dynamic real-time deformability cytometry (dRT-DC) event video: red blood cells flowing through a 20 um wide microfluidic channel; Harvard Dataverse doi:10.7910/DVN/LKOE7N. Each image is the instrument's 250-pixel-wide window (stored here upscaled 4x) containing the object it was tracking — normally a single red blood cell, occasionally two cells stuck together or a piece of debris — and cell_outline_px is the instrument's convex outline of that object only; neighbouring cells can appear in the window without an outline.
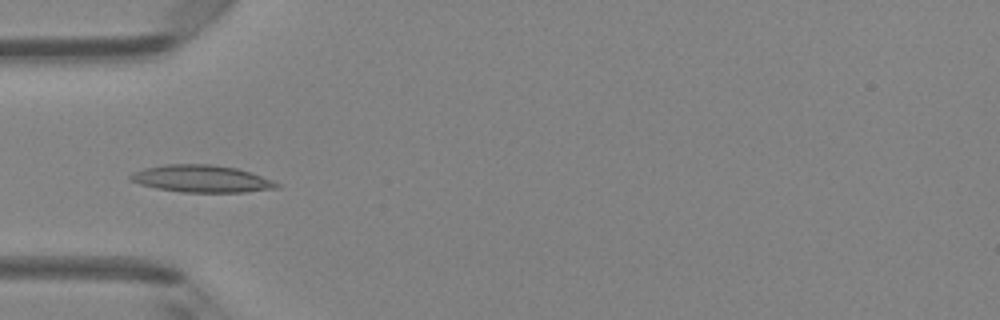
{"species": "Egyptian fruit bat (a non-hibernating species)", "species_latin": "Rousettus aegyptiacus", "temperature_condition": "room temperature", "stored_images_in_passage": 39, "camera_frame_rate_fps": 3000, "um_per_image_px": 0.085, "animal": {"sex": "female"}, "frame": {"image": 1, "passage_image": 6, "time_ms": 1.667, "image_size_px": [1000, 320], "cell_outline_px": [[280, 188], [248, 192], [180, 192], [156, 188], [140, 184], [128, 180], [128, 176], [132, 172], [144, 168], [164, 164], [212, 164], [236, 168], [272, 180], [280, 184]], "centroid_in_image_um": [17.1, 15.19], "position_along_channel_um": 67.9, "area_um2": 23.29}}
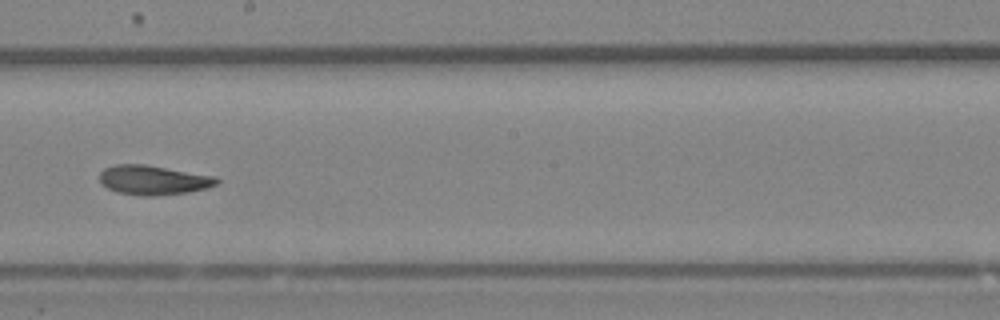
{"frame": {"image": 2, "passage_image": 18, "time_ms": 5.667, "image_size_px": [1000, 320], "cell_outline_px": [[220, 180], [216, 184], [208, 188], [188, 192], [156, 196], [140, 196], [116, 192], [100, 184], [100, 172], [104, 168], [116, 164], [144, 164], [216, 176]], "centroid_in_image_um": [13.02, 15.31], "position_along_channel_um": 235.2, "area_um2": 20.29}}
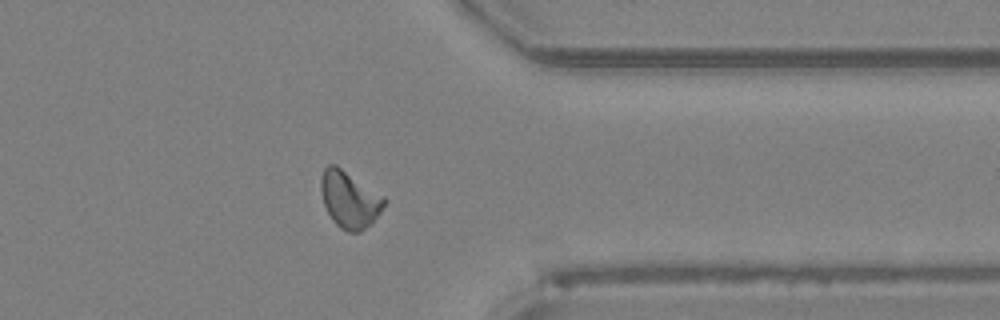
{"frame": {"image": 3, "passage_image": 29, "time_ms": 9.333, "image_size_px": [1000, 320], "cell_outline_px": [[388, 200], [372, 224], [360, 232], [348, 232], [340, 228], [332, 220], [324, 204], [320, 188], [320, 176], [324, 168], [328, 164], [336, 164], [384, 196]], "centroid_in_image_um": [29.71, 16.95], "position_along_channel_um": 381.7, "area_um2": 21.15}, "authors_computed_cell_mechanics": {"area_um2": 19.8254, "velocity_mm_per_s": 4.196, "shape_relaxation_time_tau1_ms": 3.8217, "shape_relaxation_time_tau2_ms": 4.3732, "deformation_change_tau1": 0.1469, "deformation_change_tau2": 0.1271}}